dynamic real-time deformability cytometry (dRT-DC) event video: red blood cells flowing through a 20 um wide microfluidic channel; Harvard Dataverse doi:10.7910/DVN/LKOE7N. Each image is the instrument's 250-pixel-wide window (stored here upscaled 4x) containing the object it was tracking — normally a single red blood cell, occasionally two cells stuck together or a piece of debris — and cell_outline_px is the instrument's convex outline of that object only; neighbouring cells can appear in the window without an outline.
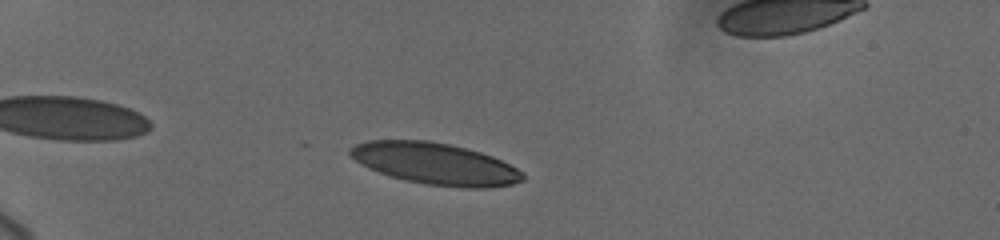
{"species": "human", "species_latin": "Homo sapiens", "temperature_condition": "cold", "stored_images_in_passage": 14, "camera_frame_rate_fps": 3000, "um_per_image_px": 0.085, "donor": {"sex": "female"}, "frame": {"image": 1, "passage_image": 2, "time_ms": 0.667, "image_size_px": [1000, 240], "cell_outline_px": [[524, 180], [512, 184], [488, 188], [464, 188], [424, 184], [404, 180], [388, 176], [368, 168], [360, 164], [348, 152], [348, 148], [356, 144], [368, 140], [428, 140], [448, 144], [480, 152], [492, 156], [524, 172]], "centroid_in_image_um": [36.97, 13.92], "position_along_channel_um": 48.0, "area_um2": 41.96}}
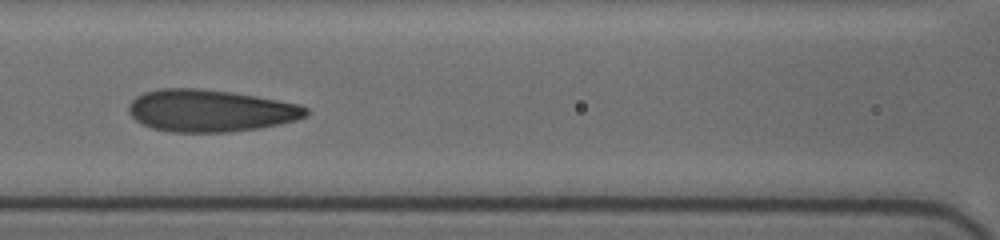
{"frame": {"image": 2, "passage_image": 9, "time_ms": 4.667, "image_size_px": [1000, 240], "cell_outline_px": [[308, 116], [296, 120], [280, 124], [260, 128], [228, 132], [172, 132], [152, 128], [136, 120], [128, 112], [128, 104], [136, 96], [144, 92], [164, 88], [200, 88], [232, 92], [256, 96], [300, 104], [308, 108]], "centroid_in_image_um": [17.89, 9.4], "position_along_channel_um": 148.7, "area_um2": 43.7}}
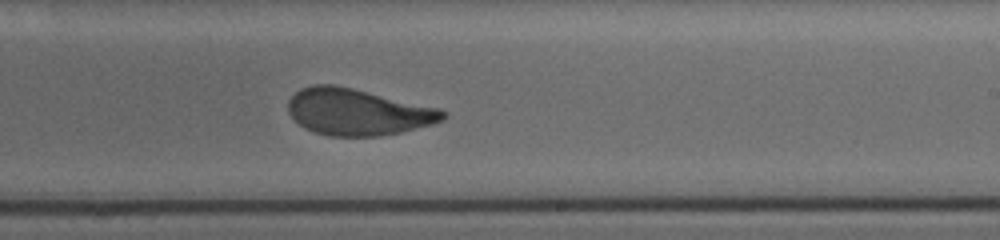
{"frame": {"image": 3, "passage_image": 14, "time_ms": 7.667, "image_size_px": [1000, 240], "cell_outline_px": [[448, 116], [444, 120], [432, 124], [400, 132], [380, 136], [328, 136], [304, 128], [288, 112], [288, 100], [300, 88], [312, 84], [332, 84], [352, 88], [440, 108], [448, 112]], "centroid_in_image_um": [30.42, 9.51], "position_along_channel_um": 258.6, "area_um2": 41.96}}